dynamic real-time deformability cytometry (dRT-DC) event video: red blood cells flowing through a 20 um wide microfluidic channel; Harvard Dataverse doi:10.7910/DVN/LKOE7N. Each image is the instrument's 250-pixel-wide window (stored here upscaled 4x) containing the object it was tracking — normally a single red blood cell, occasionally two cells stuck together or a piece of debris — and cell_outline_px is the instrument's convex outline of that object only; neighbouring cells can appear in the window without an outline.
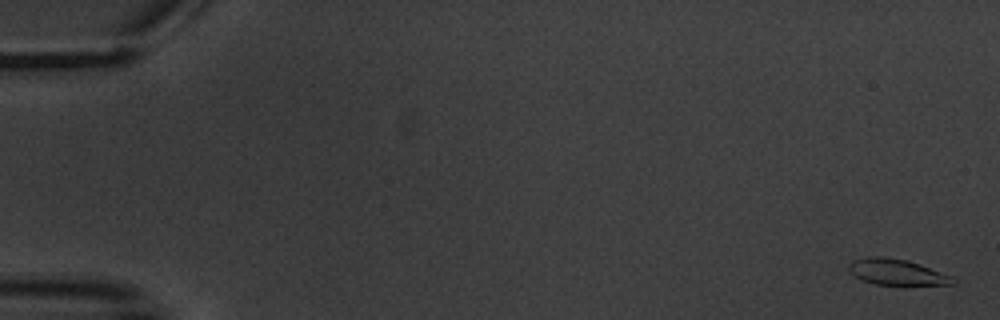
{"species": "common noctule bat (a hibernating species)", "species_latin": "Nyctalus noctula", "temperature_condition": "warm", "stored_images_in_passage": 6, "camera_frame_rate_fps": 3000, "um_per_image_px": 0.085, "animal": {"sex": "male", "body_mass_g": 20.1, "forearm_length_mm": 53.5}, "frame": {"image": 1, "passage_image": 1, "time_ms": 0.0, "image_size_px": [1000, 320], "cell_outline_px": [[956, 284], [876, 284], [864, 280], [856, 276], [848, 268], [848, 264], [852, 260], [868, 256], [880, 256], [908, 260], [920, 264], [952, 276], [956, 280]], "centroid_in_image_um": [76.22, 23.1], "position_along_channel_um": 8.8, "area_um2": 15.43}}